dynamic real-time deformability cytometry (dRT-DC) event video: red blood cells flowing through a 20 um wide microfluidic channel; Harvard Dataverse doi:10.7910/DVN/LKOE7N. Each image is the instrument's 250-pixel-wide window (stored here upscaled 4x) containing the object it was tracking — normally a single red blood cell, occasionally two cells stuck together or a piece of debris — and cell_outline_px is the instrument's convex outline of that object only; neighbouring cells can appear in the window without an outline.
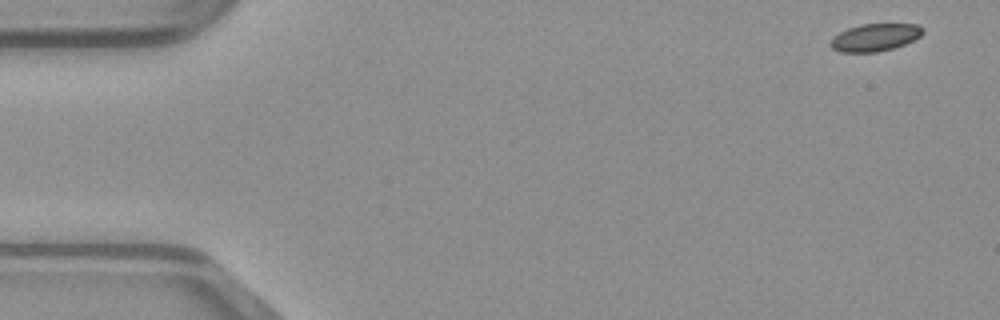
{"species": "common noctule bat (a hibernating species)", "species_latin": "Nyctalus noctula", "temperature_condition": "warm", "stored_images_in_passage": 48, "camera_frame_rate_fps": 3000, "um_per_image_px": 0.085, "animal": {"sex": "male", "body_mass_g": 23.1, "forearm_length_mm": 52.7}, "frame": {"image": 1, "passage_image": 1, "time_ms": 0.0, "image_size_px": [1000, 320], "cell_outline_px": [[924, 32], [920, 36], [904, 44], [892, 48], [876, 52], [840, 52], [832, 48], [828, 44], [832, 36], [848, 28], [860, 24], [916, 24], [924, 28]], "centroid_in_image_um": [74.33, 3.17], "position_along_channel_um": 10.7, "area_um2": 14.8}}
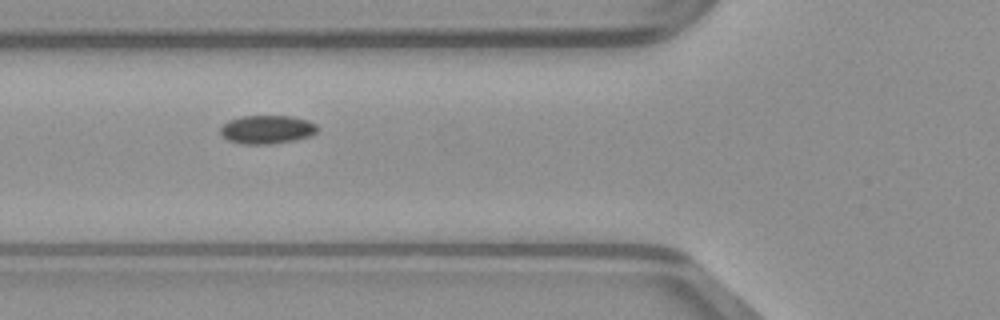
{"frame": {"image": 2, "passage_image": 17, "time_ms": 5.333, "image_size_px": [1000, 320], "cell_outline_px": [[320, 128], [312, 136], [296, 140], [272, 144], [240, 144], [228, 140], [220, 132], [220, 128], [228, 120], [240, 116], [292, 116], [308, 120], [316, 124]], "centroid_in_image_um": [22.73, 11.01], "position_along_channel_um": 103.1, "area_um2": 16.36}}
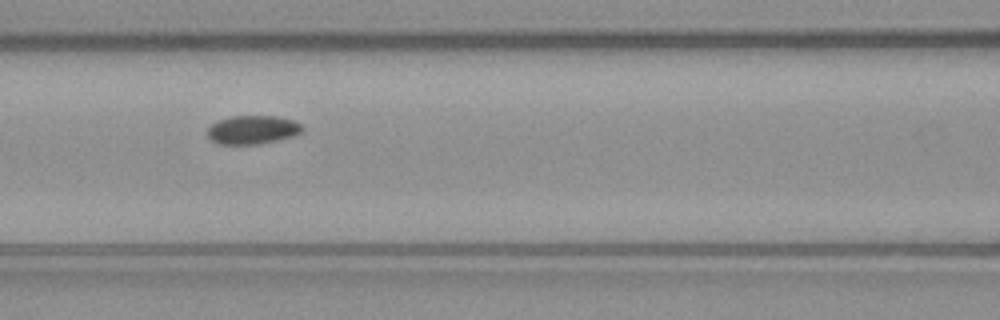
{"frame": {"image": 3, "passage_image": 20, "time_ms": 6.333, "image_size_px": [1000, 320], "cell_outline_px": [[304, 128], [300, 132], [292, 136], [276, 140], [256, 144], [220, 144], [212, 140], [208, 136], [208, 128], [216, 120], [232, 116], [276, 116], [296, 120]], "centroid_in_image_um": [21.46, 11.01], "position_along_channel_um": 145.1, "area_um2": 15.72}}